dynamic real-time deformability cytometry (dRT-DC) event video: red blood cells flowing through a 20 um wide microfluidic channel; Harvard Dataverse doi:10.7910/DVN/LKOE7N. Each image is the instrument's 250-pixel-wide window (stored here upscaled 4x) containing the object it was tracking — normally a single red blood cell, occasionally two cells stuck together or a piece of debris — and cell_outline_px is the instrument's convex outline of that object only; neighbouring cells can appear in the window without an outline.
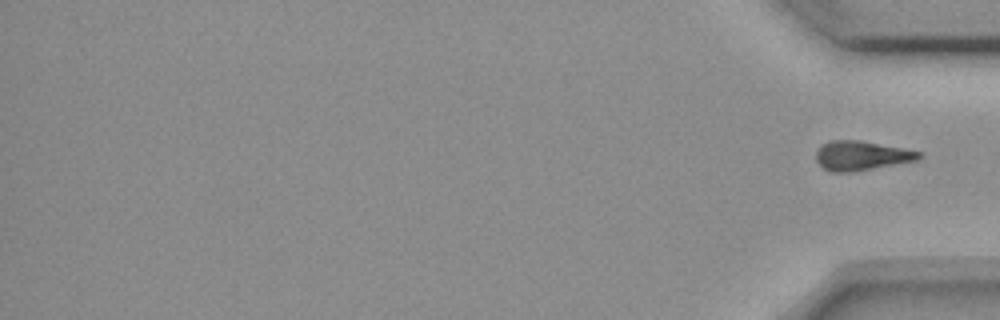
{"species": "common noctule bat (a hibernating species)", "species_latin": "Nyctalus noctula", "temperature_condition": "room temperature", "stored_images_in_passage": 15, "segment_of_instrument_passage": [2, 2], "camera_frame_rate_fps": 3000, "um_per_image_px": 0.085, "animal": {"sex": "female", "body_mass_g": 18.4}, "frame": {"image": 1, "passage_image": 15, "time_ms": 18.333, "image_size_px": [1000, 320], "cell_outline_px": [[924, 156], [920, 160], [852, 172], [832, 172], [824, 168], [816, 160], [816, 152], [820, 144], [832, 140], [860, 140], [920, 152]], "centroid_in_image_um": [73.22, 13.23], "position_along_channel_um": 362.0, "area_um2": 17.63}}